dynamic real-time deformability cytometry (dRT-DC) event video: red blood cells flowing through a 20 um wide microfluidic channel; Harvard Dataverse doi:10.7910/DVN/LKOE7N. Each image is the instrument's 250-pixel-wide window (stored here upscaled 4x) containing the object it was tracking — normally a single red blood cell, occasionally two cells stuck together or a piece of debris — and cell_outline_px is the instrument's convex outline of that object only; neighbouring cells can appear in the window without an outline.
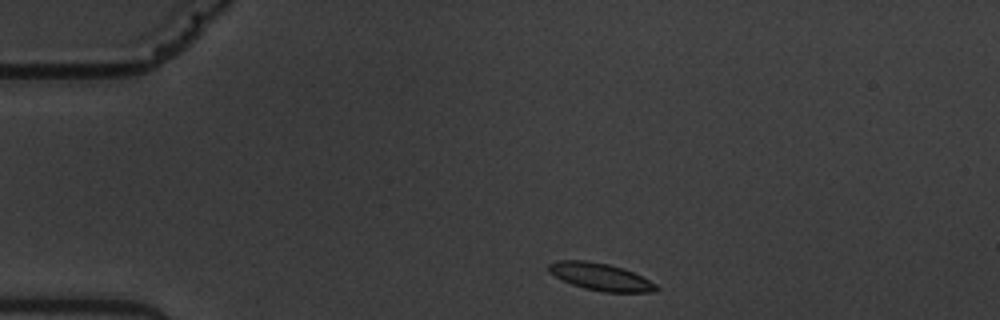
{"species": "common noctule bat (a hibernating species)", "species_latin": "Nyctalus noctula", "temperature_condition": "warm", "stored_images_in_passage": 9, "camera_frame_rate_fps": 3000, "um_per_image_px": 0.085, "animal": {"sex": "male", "body_mass_g": 19.5, "forearm_length_mm": 54.6}, "frame": {"image": 1, "passage_image": 1, "time_ms": 0.0, "image_size_px": [1000, 320], "cell_outline_px": [[660, 288], [656, 292], [604, 292], [584, 288], [572, 284], [548, 272], [548, 264], [556, 260], [584, 260], [608, 264], [632, 272], [656, 284]], "centroid_in_image_um": [51.03, 23.53], "position_along_channel_um": 34.0, "area_um2": 16.88}}
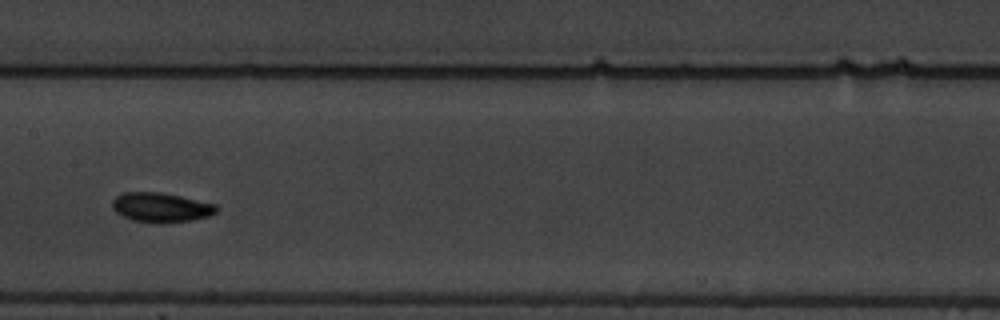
{"frame": {"image": 2, "passage_image": 6, "time_ms": 6.0, "image_size_px": [1000, 320], "cell_outline_px": [[220, 208], [216, 212], [208, 216], [192, 220], [132, 220], [116, 212], [112, 208], [112, 200], [116, 196], [124, 192], [160, 192], [180, 196], [216, 204]], "centroid_in_image_um": [13.69, 17.57], "position_along_channel_um": 193.7, "area_um2": 17.17}}
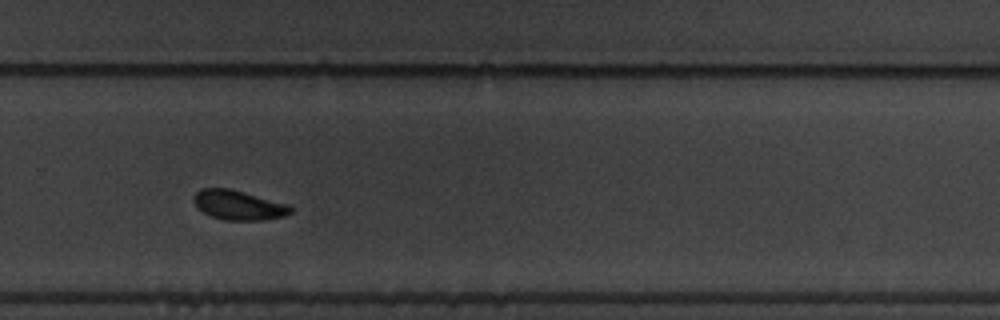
{"frame": {"image": 3, "passage_image": 9, "time_ms": 9.333, "image_size_px": [1000, 320], "cell_outline_px": [[292, 212], [284, 216], [264, 220], [224, 220], [212, 216], [196, 208], [192, 200], [192, 196], [200, 188], [228, 188], [244, 192], [288, 204], [292, 208]], "centroid_in_image_um": [20.23, 17.43], "position_along_channel_um": 309.6, "area_um2": 16.76}}